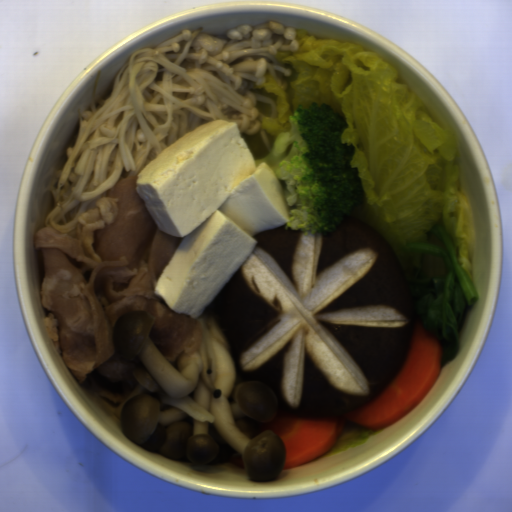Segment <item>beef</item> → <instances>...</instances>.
Segmentation results:
<instances>
[{"instance_id":"obj_1","label":"beef","mask_w":512,"mask_h":512,"mask_svg":"<svg viewBox=\"0 0 512 512\" xmlns=\"http://www.w3.org/2000/svg\"><path fill=\"white\" fill-rule=\"evenodd\" d=\"M138 178L116 182L79 216L73 237L45 226L33 242L48 336L78 384L117 409L133 386L128 378L108 380L98 369L115 353L113 326L123 314H150L147 338L165 360L193 355L203 334L198 318L176 313L155 293L184 239L161 231L137 190Z\"/></svg>"}]
</instances>
